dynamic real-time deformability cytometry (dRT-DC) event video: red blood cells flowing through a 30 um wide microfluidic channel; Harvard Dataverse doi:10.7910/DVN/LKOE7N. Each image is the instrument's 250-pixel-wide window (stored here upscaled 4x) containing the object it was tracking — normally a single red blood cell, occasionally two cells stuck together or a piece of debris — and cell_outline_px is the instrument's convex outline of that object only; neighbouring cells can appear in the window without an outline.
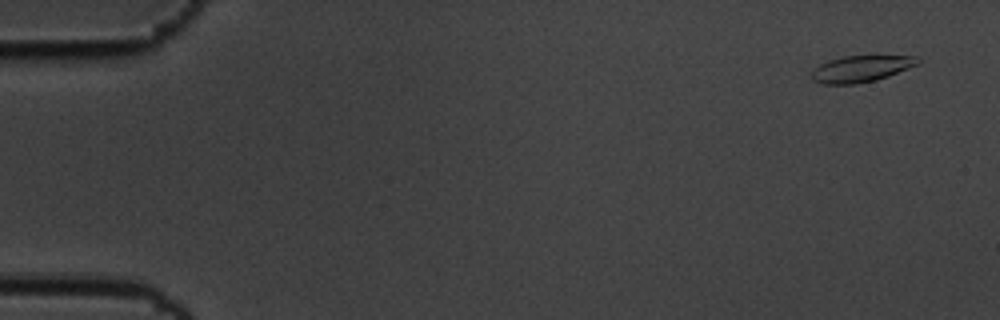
{"species": "common noctule bat (a hibernating species)", "species_latin": "Nyctalus noctula", "temperature_condition": "cold", "stored_images_in_passage": 15, "camera_frame_rate_fps": 3000, "um_per_image_px": 0.085, "animal": {"sex": "male", "body_mass_g": 19.5, "forearm_length_mm": 54.6}, "frame": {"image": 1, "passage_image": 3, "time_ms": 0.667, "image_size_px": [1000, 320], "cell_outline_px": [[920, 64], [888, 76], [876, 80], [856, 84], [824, 84], [812, 80], [812, 72], [820, 64], [828, 60], [844, 56], [916, 56], [920, 60]], "centroid_in_image_um": [73.21, 5.85], "position_along_channel_um": 11.8, "area_um2": 16.3}}